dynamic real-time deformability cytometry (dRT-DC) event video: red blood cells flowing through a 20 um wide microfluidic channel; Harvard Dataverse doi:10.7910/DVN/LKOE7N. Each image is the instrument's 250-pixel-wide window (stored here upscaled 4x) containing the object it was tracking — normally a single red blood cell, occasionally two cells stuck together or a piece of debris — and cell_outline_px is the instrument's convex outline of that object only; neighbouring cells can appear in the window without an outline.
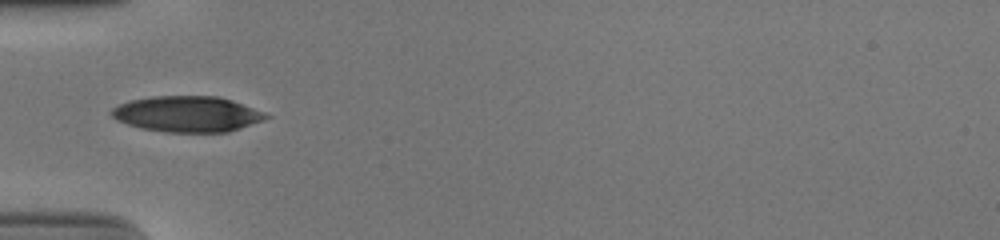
{"species": "human", "species_latin": "Homo sapiens", "temperature_condition": "cold", "stored_images_in_passage": 30, "camera_frame_rate_fps": 3000, "um_per_image_px": 0.085, "donor": {"sex": "male"}, "frame": {"image": 1, "passage_image": 1, "time_ms": 0.0, "image_size_px": [1000, 240], "cell_outline_px": [[272, 116], [264, 120], [228, 132], [164, 132], [140, 128], [116, 120], [108, 112], [112, 108], [128, 100], [152, 96], [216, 96], [232, 100], [264, 112]], "centroid_in_image_um": [15.89, 9.69], "position_along_channel_um": 69.1, "area_um2": 32.37}}
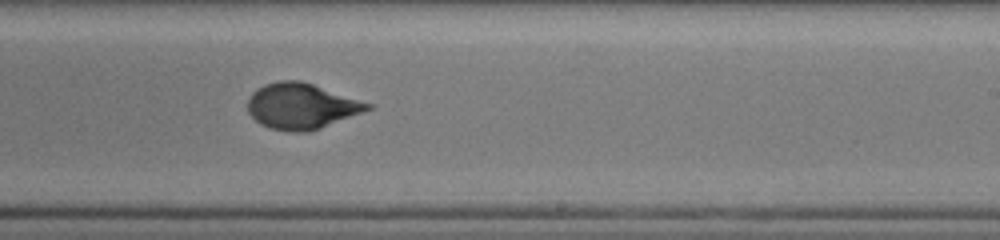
{"frame": {"image": 2, "passage_image": 16, "time_ms": 5.0, "image_size_px": [1000, 240], "cell_outline_px": [[372, 108], [320, 128], [308, 132], [288, 132], [268, 128], [260, 124], [248, 112], [248, 100], [252, 92], [264, 84], [280, 80], [300, 80], [372, 104]], "centroid_in_image_um": [25.57, 9.03], "position_along_channel_um": 263.4, "area_um2": 31.67}}
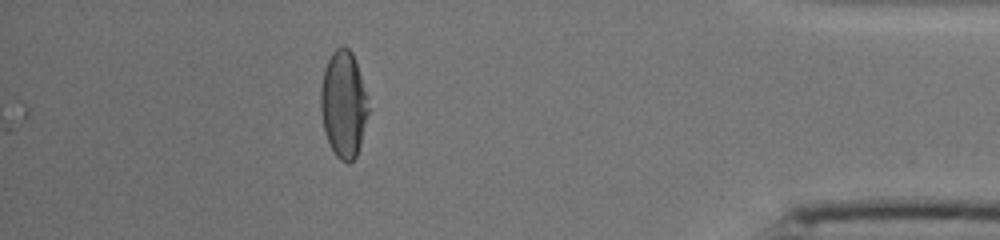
{"frame": {"image": 3, "passage_image": 30, "time_ms": 9.667, "image_size_px": [1000, 240], "cell_outline_px": [[372, 108], [356, 156], [348, 164], [340, 160], [336, 156], [324, 132], [320, 108], [320, 88], [324, 68], [332, 52], [340, 44], [344, 44], [352, 52], [356, 60]], "centroid_in_image_um": [29.23, 8.82], "position_along_channel_um": 406.0, "area_um2": 30.52}, "authors_computed_cell_mechanics": {"area_um2": 31.79, "velocity_mm_per_s": 3.915, "shape_relaxation_time_tau1_ms": 3.3256, "shape_relaxation_time_tau2_ms": 0.8193, "deformation_change_tau1": 0.1759, "deformation_change_tau2": 0.0485}}